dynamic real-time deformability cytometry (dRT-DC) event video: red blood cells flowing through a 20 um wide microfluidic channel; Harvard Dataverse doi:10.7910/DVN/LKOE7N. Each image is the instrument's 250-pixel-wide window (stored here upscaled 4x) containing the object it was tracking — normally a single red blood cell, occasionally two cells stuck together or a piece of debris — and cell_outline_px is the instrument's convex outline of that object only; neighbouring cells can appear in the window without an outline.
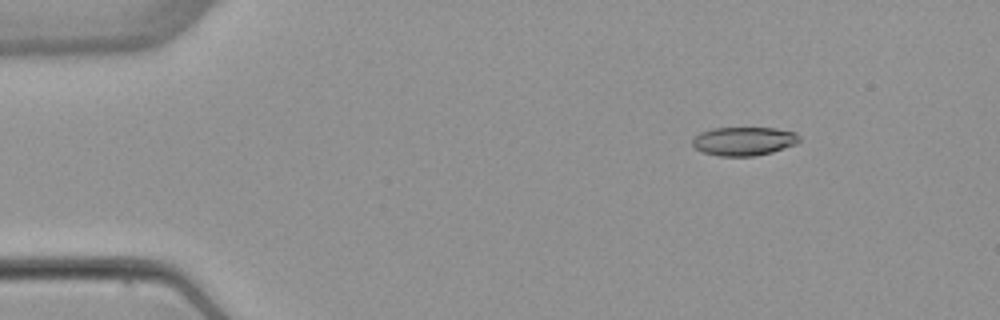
{"species": "common noctule bat (a hibernating species)", "species_latin": "Nyctalus noctula", "temperature_condition": "warm", "stored_images_in_passage": 4, "camera_frame_rate_fps": 3000, "um_per_image_px": 0.085, "animal": {"sex": "female", "body_mass_g": 22.7, "forearm_length_mm": 54.2}, "frame": {"image": 1, "passage_image": 2, "time_ms": 1.0, "image_size_px": [1000, 320], "cell_outline_px": [[800, 140], [796, 144], [772, 152], [756, 156], [720, 156], [704, 152], [696, 148], [692, 144], [692, 140], [700, 132], [712, 128], [776, 128], [796, 132], [800, 136]], "centroid_in_image_um": [63.26, 11.99], "position_along_channel_um": 21.7, "area_um2": 17.86}}
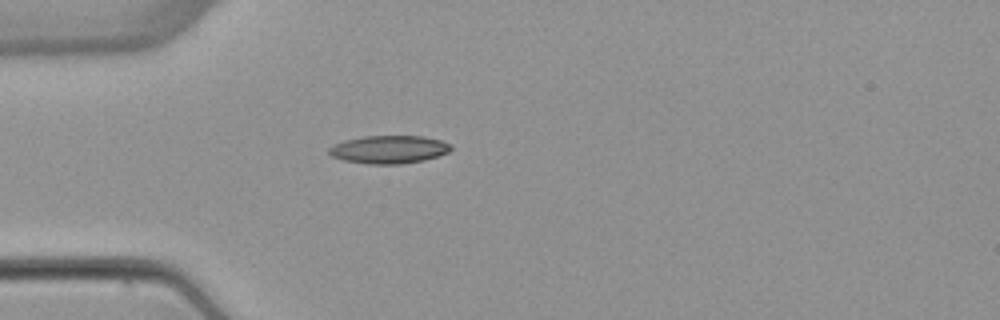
{"frame": {"image": 2, "passage_image": 4, "time_ms": 3.667, "image_size_px": [1000, 320], "cell_outline_px": [[452, 148], [448, 152], [424, 160], [400, 164], [368, 164], [344, 160], [332, 156], [328, 152], [328, 148], [344, 140], [364, 136], [424, 136], [440, 140], [452, 144]], "centroid_in_image_um": [33.07, 12.7], "position_along_channel_um": 51.9, "area_um2": 19.83}}